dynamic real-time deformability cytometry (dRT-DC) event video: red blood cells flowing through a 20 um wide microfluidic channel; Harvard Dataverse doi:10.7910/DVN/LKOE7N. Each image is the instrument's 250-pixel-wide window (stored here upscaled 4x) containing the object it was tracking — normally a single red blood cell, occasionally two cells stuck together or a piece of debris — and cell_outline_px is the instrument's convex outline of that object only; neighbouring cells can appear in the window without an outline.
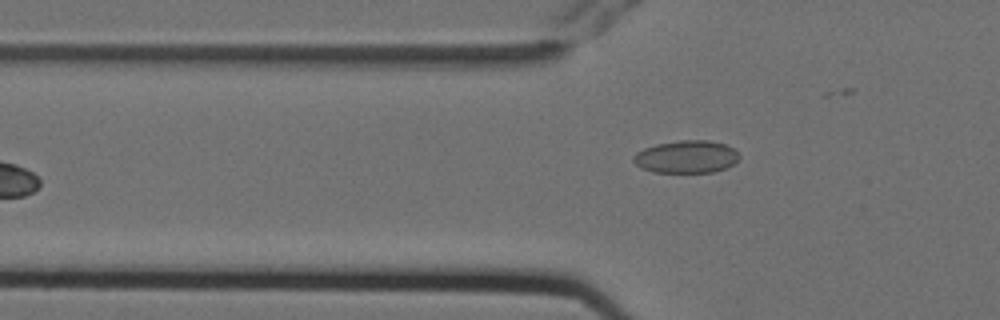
{"species": "Egyptian fruit bat (a non-hibernating species)", "species_latin": "Rousettus aegyptiacus", "temperature_condition": "cold", "stored_images_in_passage": 6, "camera_frame_rate_fps": 3000, "um_per_image_px": 0.085, "animal": {"sex": "female"}, "frame": {"image": 1, "passage_image": 6, "time_ms": 1.667, "image_size_px": [1000, 320], "cell_outline_px": [[740, 156], [728, 168], [712, 172], [652, 172], [640, 168], [632, 160], [632, 156], [636, 152], [644, 148], [656, 144], [680, 140], [708, 140], [724, 144], [732, 148]], "centroid_in_image_um": [58.3, 13.33], "position_along_channel_um": 67.5, "area_um2": 20.11}}